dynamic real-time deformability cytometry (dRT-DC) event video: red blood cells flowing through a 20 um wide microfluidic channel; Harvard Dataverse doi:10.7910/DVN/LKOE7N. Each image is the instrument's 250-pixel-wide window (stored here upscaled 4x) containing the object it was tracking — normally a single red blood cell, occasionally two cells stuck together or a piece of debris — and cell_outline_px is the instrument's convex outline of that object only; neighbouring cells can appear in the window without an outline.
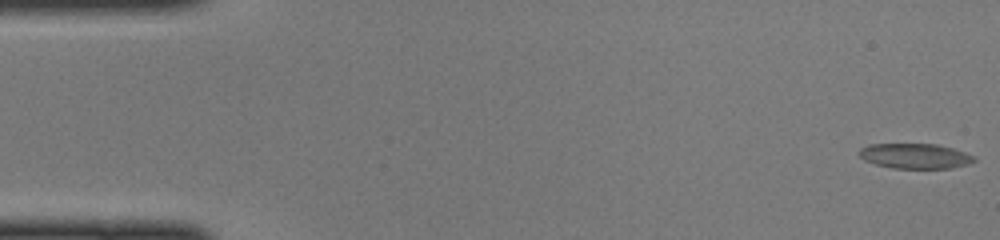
{"species": "common noctule bat (a hibernating species)", "species_latin": "Nyctalus noctula", "temperature_condition": "cold", "stored_images_in_passage": 48, "camera_frame_rate_fps": 3000, "um_per_image_px": 0.085, "animal": {"sex": "female", "body_mass_g": 22.0, "forearm_length_mm": 56.7}, "frame": {"image": 1, "passage_image": 1, "time_ms": 0.0, "image_size_px": [1000, 240], "cell_outline_px": [[976, 160], [964, 164], [948, 168], [892, 168], [876, 164], [864, 160], [860, 156], [860, 148], [868, 144], [936, 144], [952, 148], [976, 156]], "centroid_in_image_um": [77.76, 13.25], "position_along_channel_um": 7.2, "area_um2": 16.59}}
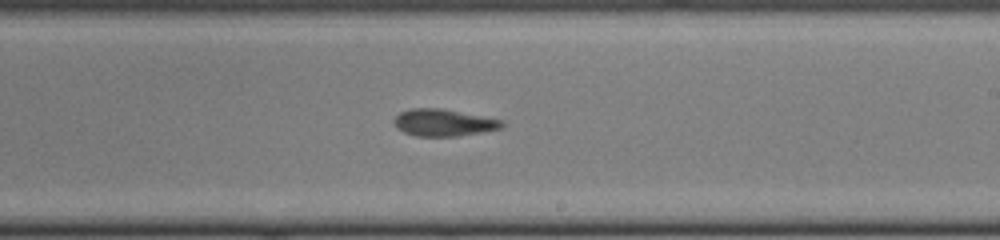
{"frame": {"image": 2, "passage_image": 28, "time_ms": 9.0, "image_size_px": [1000, 240], "cell_outline_px": [[504, 124], [500, 128], [480, 132], [456, 136], [416, 136], [404, 132], [396, 128], [392, 120], [400, 112], [412, 108], [440, 108], [504, 120]], "centroid_in_image_um": [37.66, 10.42], "position_along_channel_um": 251.3, "area_um2": 16.88}}
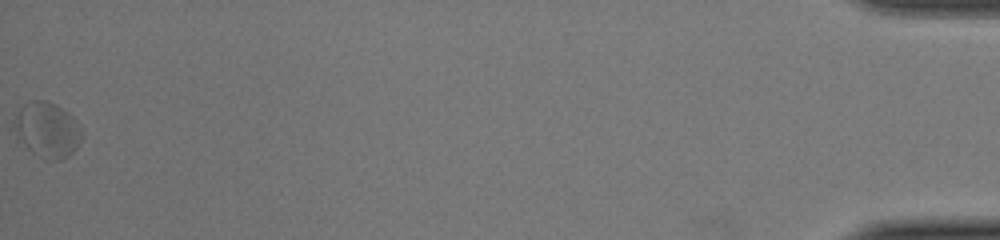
{"frame": {"image": 3, "passage_image": 48, "time_ms": 15.667, "image_size_px": [1000, 240], "cell_outline_px": [[80, 140], [76, 148], [68, 156], [60, 160], [44, 160], [32, 152], [16, 140], [12, 128], [12, 120], [20, 108], [28, 100], [44, 100], [56, 104], [68, 112], [72, 116], [80, 128]], "centroid_in_image_um": [3.93, 11.04], "position_along_channel_um": 431.3, "area_um2": 22.14}}